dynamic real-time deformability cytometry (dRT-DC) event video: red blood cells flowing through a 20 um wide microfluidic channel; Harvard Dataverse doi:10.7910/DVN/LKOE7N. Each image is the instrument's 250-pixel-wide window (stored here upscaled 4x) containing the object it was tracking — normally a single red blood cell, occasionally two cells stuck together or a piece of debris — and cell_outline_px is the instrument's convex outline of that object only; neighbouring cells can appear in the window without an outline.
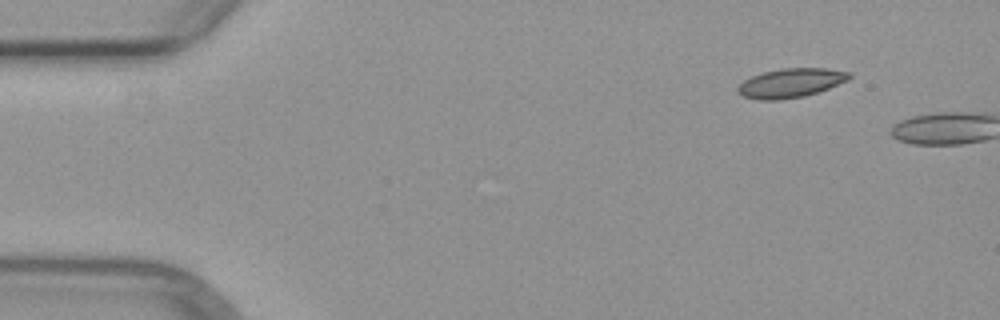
{"species": "common noctule bat (a hibernating species)", "species_latin": "Nyctalus noctula", "temperature_condition": "warm", "stored_images_in_passage": 2, "camera_frame_rate_fps": 3000, "um_per_image_px": 0.085, "animal": {"sex": "female", "body_mass_g": 29.2, "forearm_length_mm": 56.3}, "frame": {"image": 1, "passage_image": 1, "time_ms": 0.0, "image_size_px": [1000, 320], "cell_outline_px": [[852, 76], [848, 80], [828, 88], [804, 96], [776, 100], [760, 100], [744, 96], [736, 92], [736, 88], [744, 80], [752, 76], [764, 72], [784, 68], [828, 68], [852, 72]], "centroid_in_image_um": [67.23, 7.04], "position_along_channel_um": 17.8, "area_um2": 18.84}}